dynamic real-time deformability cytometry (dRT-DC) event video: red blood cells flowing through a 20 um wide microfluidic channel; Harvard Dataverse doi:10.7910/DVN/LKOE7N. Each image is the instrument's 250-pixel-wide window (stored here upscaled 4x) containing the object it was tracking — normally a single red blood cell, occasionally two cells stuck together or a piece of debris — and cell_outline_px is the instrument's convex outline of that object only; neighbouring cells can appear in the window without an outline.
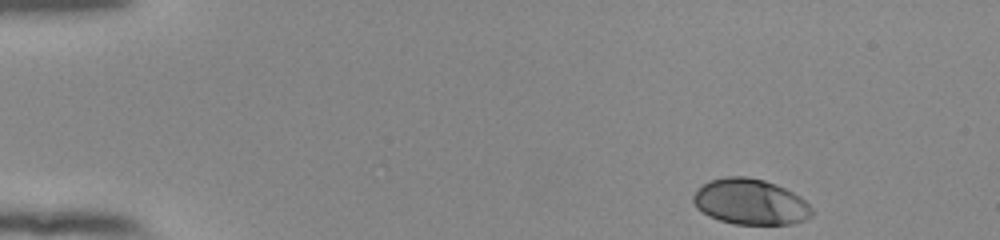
{"species": "human", "species_latin": "Homo sapiens", "temperature_condition": "room temperature", "stored_images_in_passage": 49, "segment_of_instrument_passage": [1, 2], "camera_frame_rate_fps": 3000, "um_per_image_px": 0.085, "donor": {"sex": "female"}, "frame": {"image": 1, "passage_image": 1, "time_ms": 0.0, "image_size_px": [1000, 240], "cell_outline_px": [[812, 216], [804, 220], [792, 224], [732, 224], [708, 216], [696, 208], [692, 200], [692, 196], [708, 180], [724, 176], [748, 176], [764, 180], [776, 184], [800, 196], [812, 208]], "centroid_in_image_um": [63.76, 17.15], "position_along_channel_um": 21.2, "area_um2": 31.73}}
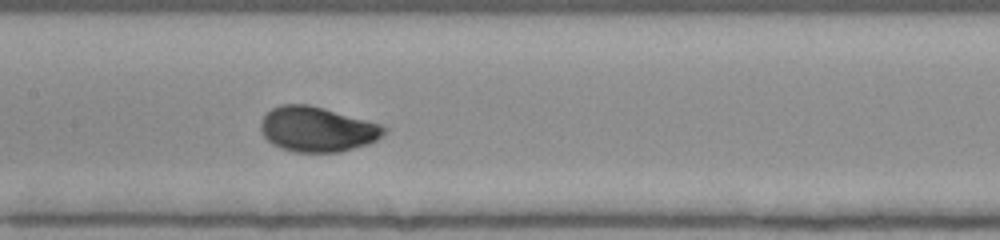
{"frame": {"image": 2, "passage_image": 22, "time_ms": 7.0, "image_size_px": [1000, 240], "cell_outline_px": [[388, 132], [376, 140], [368, 144], [340, 152], [292, 152], [280, 148], [272, 144], [264, 136], [260, 128], [260, 120], [272, 108], [280, 104], [308, 104], [324, 108], [384, 124], [388, 128]], "centroid_in_image_um": [26.99, 10.98], "position_along_channel_um": 180.4, "area_um2": 32.77}}
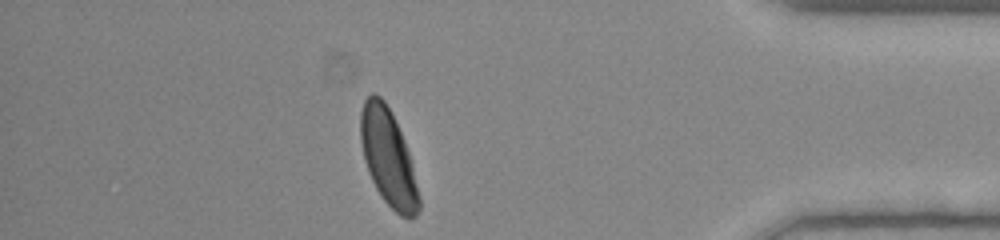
{"frame": {"image": 3, "passage_image": 42, "time_ms": 13.667, "image_size_px": [1000, 240], "cell_outline_px": [[420, 208], [416, 216], [408, 220], [400, 216], [380, 196], [368, 172], [364, 160], [360, 140], [360, 112], [364, 100], [372, 92], [376, 92], [384, 100], [404, 140], [412, 164], [420, 196]], "centroid_in_image_um": [32.99, 13.42], "position_along_channel_um": 402.2, "area_um2": 32.83}}